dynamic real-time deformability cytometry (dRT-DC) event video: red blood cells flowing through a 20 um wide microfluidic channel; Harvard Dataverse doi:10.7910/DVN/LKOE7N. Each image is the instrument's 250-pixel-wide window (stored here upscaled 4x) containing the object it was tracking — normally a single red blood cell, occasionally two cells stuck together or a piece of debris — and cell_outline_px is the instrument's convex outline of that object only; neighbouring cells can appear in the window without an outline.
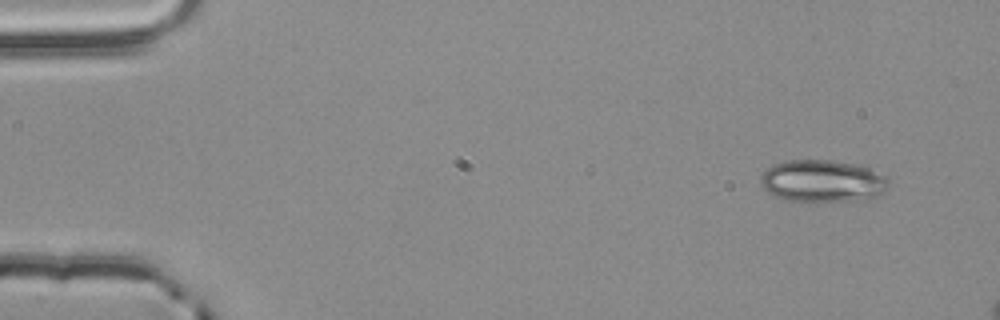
{"species": "common noctule bat (a hibernating species)", "species_latin": "Nyctalus noctula", "temperature_condition": "room temperature", "stored_images_in_passage": 3, "camera_frame_rate_fps": 3000, "um_per_image_px": 0.085, "animal": {"sex": "male", "body_mass_g": 20.4}, "frame": {"image": 1, "passage_image": 1, "time_ms": 0.0, "image_size_px": [1000, 320], "cell_outline_px": [[888, 188], [884, 192], [876, 196], [848, 200], [788, 200], [776, 196], [768, 192], [764, 188], [760, 180], [760, 176], [772, 164], [784, 160], [832, 160], [860, 164], [888, 176]], "centroid_in_image_um": [69.93, 15.34], "position_along_channel_um": 15.1, "area_um2": 31.21}}